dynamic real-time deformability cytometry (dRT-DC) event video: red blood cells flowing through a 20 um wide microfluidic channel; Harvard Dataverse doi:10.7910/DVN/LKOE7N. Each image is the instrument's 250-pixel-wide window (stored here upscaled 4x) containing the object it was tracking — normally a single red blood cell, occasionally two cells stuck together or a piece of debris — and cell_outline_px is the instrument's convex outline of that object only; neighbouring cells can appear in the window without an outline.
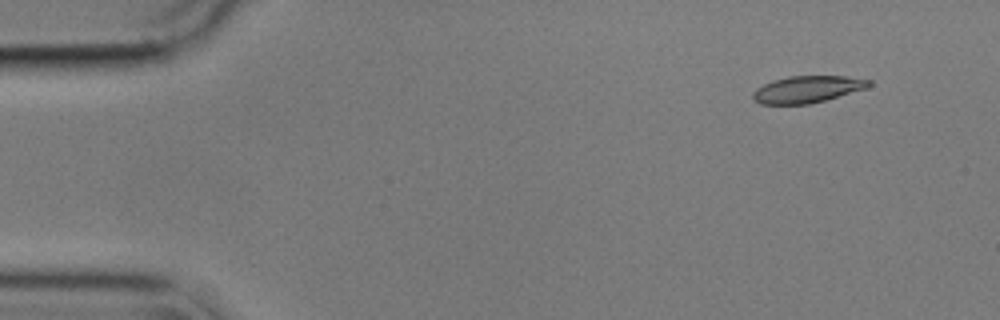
{"species": "common noctule bat (a hibernating species)", "species_latin": "Nyctalus noctula", "temperature_condition": "cold", "stored_images_in_passage": 52, "camera_frame_rate_fps": 3000, "um_per_image_px": 0.085, "animal": {"sex": "male", "body_mass_g": 17.9}, "frame": {"image": 1, "passage_image": 1, "time_ms": 0.0, "image_size_px": [1000, 320], "cell_outline_px": [[872, 84], [868, 88], [824, 100], [808, 104], [760, 104], [752, 96], [752, 92], [756, 88], [772, 80], [788, 76], [844, 76], [872, 80]], "centroid_in_image_um": [68.63, 7.58], "position_along_channel_um": 16.4, "area_um2": 18.15}}
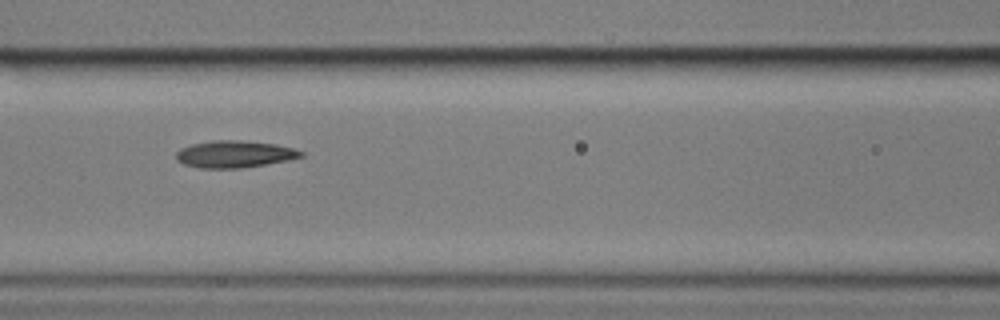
{"frame": {"image": 2, "passage_image": 20, "time_ms": 6.333, "image_size_px": [1000, 320], "cell_outline_px": [[304, 156], [288, 160], [240, 168], [200, 168], [184, 164], [176, 160], [176, 152], [180, 148], [192, 144], [212, 140], [240, 140], [276, 144], [292, 148], [304, 152]], "centroid_in_image_um": [19.91, 13.09], "position_along_channel_um": 146.7, "area_um2": 19.59}}
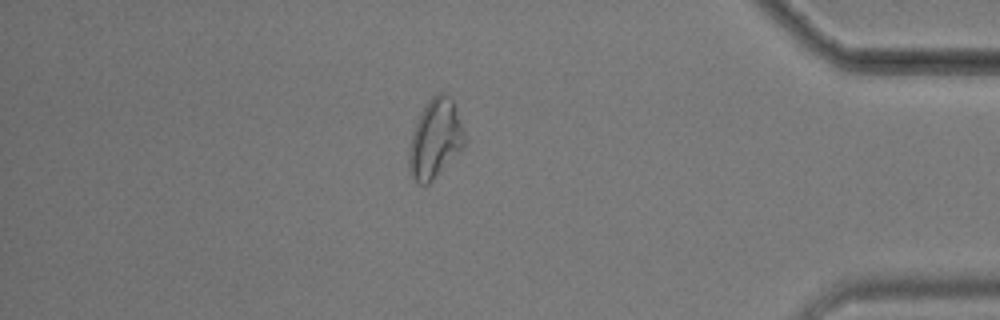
{"frame": {"image": 3, "passage_image": 44, "time_ms": 14.333, "image_size_px": [1000, 320], "cell_outline_px": [[464, 148], [428, 184], [420, 184], [412, 176], [408, 168], [408, 148], [412, 132], [428, 100], [436, 92], [444, 92], [452, 100], [464, 132]], "centroid_in_image_um": [36.97, 11.81], "position_along_channel_um": 398.2, "area_um2": 25.26}, "authors_computed_cell_mechanics": {"area_um2": 19.7387, "velocity_mm_per_s": 3.5766, "shape_relaxation_time_tau1_ms": 5.7514, "shape_relaxation_time_tau2_ms": 6.4729, "deformation_change_tau1": 0.1648, "deformation_change_tau2": 0.151}}